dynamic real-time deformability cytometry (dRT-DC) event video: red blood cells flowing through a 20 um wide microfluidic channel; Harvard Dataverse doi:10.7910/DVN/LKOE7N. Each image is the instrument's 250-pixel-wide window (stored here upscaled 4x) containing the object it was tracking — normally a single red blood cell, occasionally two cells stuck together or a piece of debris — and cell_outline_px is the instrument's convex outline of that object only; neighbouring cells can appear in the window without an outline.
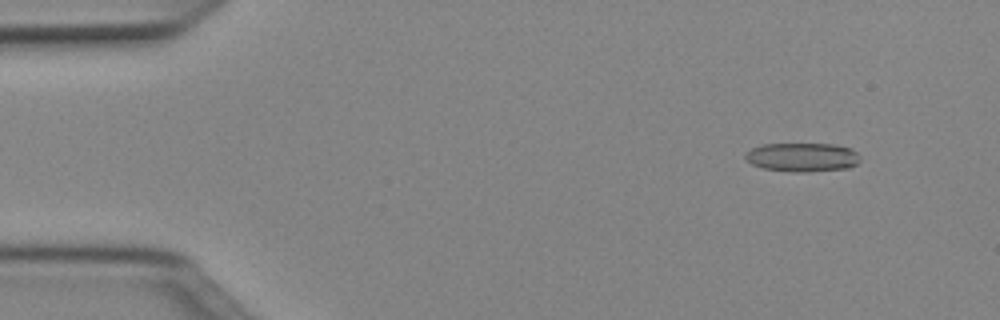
{"species": "Egyptian fruit bat (a non-hibernating species)", "species_latin": "Rousettus aegyptiacus", "temperature_condition": "cold", "stored_images_in_passage": 50, "camera_frame_rate_fps": 3000, "um_per_image_px": 0.085, "animal": {"sex": "female"}, "frame": {"image": 1, "passage_image": 5, "time_ms": 1.333, "image_size_px": [1000, 320], "cell_outline_px": [[860, 160], [856, 164], [848, 168], [808, 172], [796, 172], [764, 168], [752, 164], [744, 156], [752, 148], [760, 144], [832, 144], [852, 148], [856, 152]], "centroid_in_image_um": [68.22, 13.36], "position_along_channel_um": 16.8, "area_um2": 19.19}}
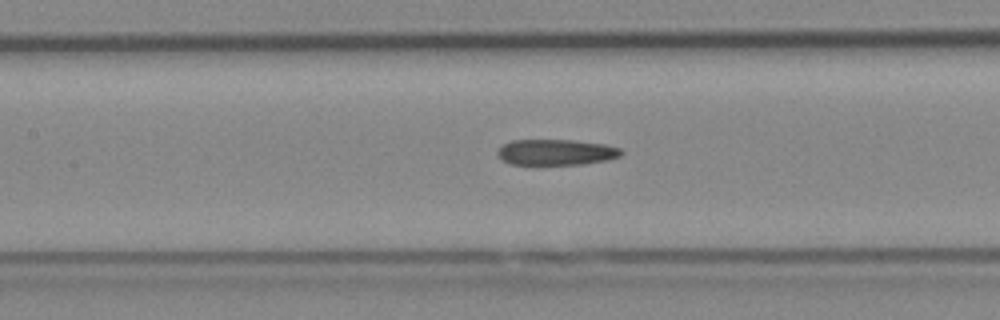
{"frame": {"image": 2, "passage_image": 23, "time_ms": 7.333, "image_size_px": [1000, 320], "cell_outline_px": [[624, 152], [620, 156], [608, 160], [584, 164], [508, 164], [496, 152], [504, 144], [512, 140], [576, 140], [604, 144], [620, 148]], "centroid_in_image_um": [47.31, 12.93], "position_along_channel_um": 160.1, "area_um2": 18.55}}
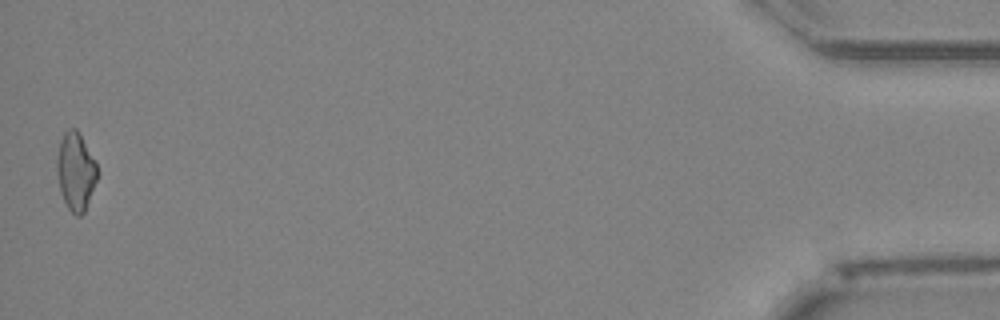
{"frame": {"image": 3, "passage_image": 50, "time_ms": 16.333, "image_size_px": [1000, 320], "cell_outline_px": [[96, 180], [84, 212], [80, 216], [76, 216], [68, 208], [60, 192], [56, 172], [56, 156], [60, 140], [64, 132], [68, 128], [76, 128], [96, 164]], "centroid_in_image_um": [6.38, 14.56], "position_along_channel_um": 428.8, "area_um2": 18.03}, "authors_computed_cell_mechanics": {"area_um2": 19.3919, "velocity_mm_per_s": 4.0195, "shape_relaxation_time_tau1_ms": null, "shape_relaxation_time_tau2_ms": 4.6339, "deformation_change_tau1": null, "deformation_change_tau2": 0.1577}}